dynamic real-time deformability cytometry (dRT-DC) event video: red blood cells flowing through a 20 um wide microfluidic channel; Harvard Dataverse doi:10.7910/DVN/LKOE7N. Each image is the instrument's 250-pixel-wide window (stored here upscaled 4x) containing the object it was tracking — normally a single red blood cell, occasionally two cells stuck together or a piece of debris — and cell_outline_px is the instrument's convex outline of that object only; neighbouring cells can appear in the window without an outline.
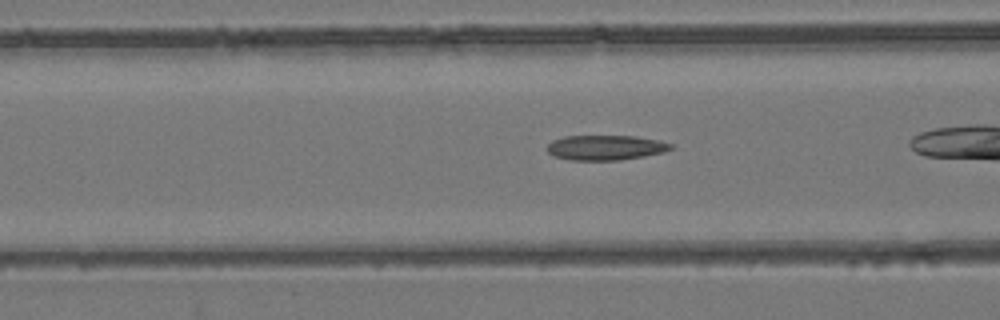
{"species": "common noctule bat (a hibernating species)", "species_latin": "Nyctalus noctula", "temperature_condition": "room temperature", "stored_images_in_passage": 4, "segment_of_instrument_passage": [2, 2], "camera_frame_rate_fps": 3000, "um_per_image_px": 0.085, "animal": {"sex": "female", "body_mass_g": 24.6, "forearm_length_mm": 56.2}, "frame": {"image": 1, "passage_image": 4, "time_ms": 3.333, "image_size_px": [1000, 320], "cell_outline_px": [[672, 148], [664, 152], [644, 156], [620, 160], [572, 160], [552, 156], [548, 152], [548, 144], [552, 140], [564, 136], [636, 136], [660, 140], [672, 144]], "centroid_in_image_um": [51.47, 12.54], "position_along_channel_um": 115.1, "area_um2": 18.03}}